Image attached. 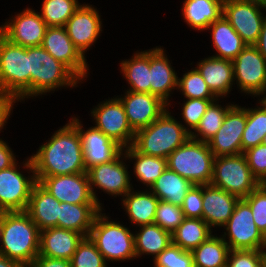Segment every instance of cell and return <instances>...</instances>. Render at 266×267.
Masks as SVG:
<instances>
[{"mask_svg":"<svg viewBox=\"0 0 266 267\" xmlns=\"http://www.w3.org/2000/svg\"><path fill=\"white\" fill-rule=\"evenodd\" d=\"M58 128L30 156L36 177L87 172L78 129L69 120Z\"/></svg>","mask_w":266,"mask_h":267,"instance_id":"obj_1","label":"cell"},{"mask_svg":"<svg viewBox=\"0 0 266 267\" xmlns=\"http://www.w3.org/2000/svg\"><path fill=\"white\" fill-rule=\"evenodd\" d=\"M0 254L28 267L39 255L40 230L26 211L4 212Z\"/></svg>","mask_w":266,"mask_h":267,"instance_id":"obj_2","label":"cell"},{"mask_svg":"<svg viewBox=\"0 0 266 267\" xmlns=\"http://www.w3.org/2000/svg\"><path fill=\"white\" fill-rule=\"evenodd\" d=\"M167 108L149 126L135 132L132 146L140 153L167 157L189 138L190 133Z\"/></svg>","mask_w":266,"mask_h":267,"instance_id":"obj_3","label":"cell"},{"mask_svg":"<svg viewBox=\"0 0 266 267\" xmlns=\"http://www.w3.org/2000/svg\"><path fill=\"white\" fill-rule=\"evenodd\" d=\"M31 72V99L75 88L83 83L66 65L56 60L42 46L26 47ZM60 88V89H59Z\"/></svg>","mask_w":266,"mask_h":267,"instance_id":"obj_4","label":"cell"},{"mask_svg":"<svg viewBox=\"0 0 266 267\" xmlns=\"http://www.w3.org/2000/svg\"><path fill=\"white\" fill-rule=\"evenodd\" d=\"M102 209L95 217L89 238L108 262L136 260L134 231L117 220H112ZM110 216V217H109Z\"/></svg>","mask_w":266,"mask_h":267,"instance_id":"obj_5","label":"cell"},{"mask_svg":"<svg viewBox=\"0 0 266 267\" xmlns=\"http://www.w3.org/2000/svg\"><path fill=\"white\" fill-rule=\"evenodd\" d=\"M0 91L20 102L31 98V72L26 47L11 43L0 33Z\"/></svg>","mask_w":266,"mask_h":267,"instance_id":"obj_6","label":"cell"},{"mask_svg":"<svg viewBox=\"0 0 266 267\" xmlns=\"http://www.w3.org/2000/svg\"><path fill=\"white\" fill-rule=\"evenodd\" d=\"M214 159L207 142L189 138L167 157V168L193 185H207L212 181Z\"/></svg>","mask_w":266,"mask_h":267,"instance_id":"obj_7","label":"cell"},{"mask_svg":"<svg viewBox=\"0 0 266 267\" xmlns=\"http://www.w3.org/2000/svg\"><path fill=\"white\" fill-rule=\"evenodd\" d=\"M18 164L16 161L0 170V211H26L28 207L32 188L37 183L34 167L30 157ZM25 170L27 174H23Z\"/></svg>","mask_w":266,"mask_h":267,"instance_id":"obj_8","label":"cell"},{"mask_svg":"<svg viewBox=\"0 0 266 267\" xmlns=\"http://www.w3.org/2000/svg\"><path fill=\"white\" fill-rule=\"evenodd\" d=\"M210 184L237 196L239 199L246 198L260 185L259 181L252 175L243 153L215 157Z\"/></svg>","mask_w":266,"mask_h":267,"instance_id":"obj_9","label":"cell"},{"mask_svg":"<svg viewBox=\"0 0 266 267\" xmlns=\"http://www.w3.org/2000/svg\"><path fill=\"white\" fill-rule=\"evenodd\" d=\"M127 161L122 151L114 160L94 165L87 170L92 196L102 209L105 208L98 198V189L111 197L123 198L133 188L130 176L133 174L128 171L130 164L126 165Z\"/></svg>","mask_w":266,"mask_h":267,"instance_id":"obj_10","label":"cell"},{"mask_svg":"<svg viewBox=\"0 0 266 267\" xmlns=\"http://www.w3.org/2000/svg\"><path fill=\"white\" fill-rule=\"evenodd\" d=\"M220 234L230 250H265L266 237L256 226L251 208L244 199L236 203L233 214Z\"/></svg>","mask_w":266,"mask_h":267,"instance_id":"obj_11","label":"cell"},{"mask_svg":"<svg viewBox=\"0 0 266 267\" xmlns=\"http://www.w3.org/2000/svg\"><path fill=\"white\" fill-rule=\"evenodd\" d=\"M232 62L238 92L266 99V60L257 48L247 45Z\"/></svg>","mask_w":266,"mask_h":267,"instance_id":"obj_12","label":"cell"},{"mask_svg":"<svg viewBox=\"0 0 266 267\" xmlns=\"http://www.w3.org/2000/svg\"><path fill=\"white\" fill-rule=\"evenodd\" d=\"M89 116L94 127L114 140L123 149L133 144L135 132L130 127L124 106L115 95L93 106Z\"/></svg>","mask_w":266,"mask_h":267,"instance_id":"obj_13","label":"cell"},{"mask_svg":"<svg viewBox=\"0 0 266 267\" xmlns=\"http://www.w3.org/2000/svg\"><path fill=\"white\" fill-rule=\"evenodd\" d=\"M222 15L247 45H254L266 17V6L248 0H224Z\"/></svg>","mask_w":266,"mask_h":267,"instance_id":"obj_14","label":"cell"},{"mask_svg":"<svg viewBox=\"0 0 266 267\" xmlns=\"http://www.w3.org/2000/svg\"><path fill=\"white\" fill-rule=\"evenodd\" d=\"M5 20L0 25V33L11 43L23 47L41 46L48 26L39 11L27 6Z\"/></svg>","mask_w":266,"mask_h":267,"instance_id":"obj_15","label":"cell"},{"mask_svg":"<svg viewBox=\"0 0 266 267\" xmlns=\"http://www.w3.org/2000/svg\"><path fill=\"white\" fill-rule=\"evenodd\" d=\"M41 46L66 65L81 81L84 82L90 75L87 58L74 46L65 27H48Z\"/></svg>","mask_w":266,"mask_h":267,"instance_id":"obj_16","label":"cell"},{"mask_svg":"<svg viewBox=\"0 0 266 267\" xmlns=\"http://www.w3.org/2000/svg\"><path fill=\"white\" fill-rule=\"evenodd\" d=\"M99 10L85 2L67 21L65 28L74 46L86 58V53L102 35L103 24Z\"/></svg>","mask_w":266,"mask_h":267,"instance_id":"obj_17","label":"cell"},{"mask_svg":"<svg viewBox=\"0 0 266 267\" xmlns=\"http://www.w3.org/2000/svg\"><path fill=\"white\" fill-rule=\"evenodd\" d=\"M246 127V106L235 104L226 114L217 133L207 142L215 157L242 153V136Z\"/></svg>","mask_w":266,"mask_h":267,"instance_id":"obj_18","label":"cell"},{"mask_svg":"<svg viewBox=\"0 0 266 267\" xmlns=\"http://www.w3.org/2000/svg\"><path fill=\"white\" fill-rule=\"evenodd\" d=\"M36 180L60 202L97 204L90 190L87 172L52 177H36Z\"/></svg>","mask_w":266,"mask_h":267,"instance_id":"obj_19","label":"cell"},{"mask_svg":"<svg viewBox=\"0 0 266 267\" xmlns=\"http://www.w3.org/2000/svg\"><path fill=\"white\" fill-rule=\"evenodd\" d=\"M69 121L78 129L86 170L90 167L114 160L123 148L94 126L84 129L80 117L72 116Z\"/></svg>","mask_w":266,"mask_h":267,"instance_id":"obj_20","label":"cell"},{"mask_svg":"<svg viewBox=\"0 0 266 267\" xmlns=\"http://www.w3.org/2000/svg\"><path fill=\"white\" fill-rule=\"evenodd\" d=\"M123 95L117 97L124 106L128 123L134 132L149 126L168 108L164 101L150 93H136L125 89Z\"/></svg>","mask_w":266,"mask_h":267,"instance_id":"obj_21","label":"cell"},{"mask_svg":"<svg viewBox=\"0 0 266 267\" xmlns=\"http://www.w3.org/2000/svg\"><path fill=\"white\" fill-rule=\"evenodd\" d=\"M162 47L150 48V94L158 96L170 108L171 95L178 87V73Z\"/></svg>","mask_w":266,"mask_h":267,"instance_id":"obj_22","label":"cell"},{"mask_svg":"<svg viewBox=\"0 0 266 267\" xmlns=\"http://www.w3.org/2000/svg\"><path fill=\"white\" fill-rule=\"evenodd\" d=\"M238 201L237 196L223 189L211 184L202 185V219L216 231L226 225Z\"/></svg>","mask_w":266,"mask_h":267,"instance_id":"obj_23","label":"cell"},{"mask_svg":"<svg viewBox=\"0 0 266 267\" xmlns=\"http://www.w3.org/2000/svg\"><path fill=\"white\" fill-rule=\"evenodd\" d=\"M199 61L195 68L204 78L212 94L217 99L224 100L235 88L233 62L210 55Z\"/></svg>","mask_w":266,"mask_h":267,"instance_id":"obj_24","label":"cell"},{"mask_svg":"<svg viewBox=\"0 0 266 267\" xmlns=\"http://www.w3.org/2000/svg\"><path fill=\"white\" fill-rule=\"evenodd\" d=\"M84 236L78 232L58 227L40 231L39 255L71 260Z\"/></svg>","mask_w":266,"mask_h":267,"instance_id":"obj_25","label":"cell"},{"mask_svg":"<svg viewBox=\"0 0 266 267\" xmlns=\"http://www.w3.org/2000/svg\"><path fill=\"white\" fill-rule=\"evenodd\" d=\"M133 187L123 198H121L122 209L127 214L132 227L154 224L156 208L159 199L149 189L134 190Z\"/></svg>","mask_w":266,"mask_h":267,"instance_id":"obj_26","label":"cell"},{"mask_svg":"<svg viewBox=\"0 0 266 267\" xmlns=\"http://www.w3.org/2000/svg\"><path fill=\"white\" fill-rule=\"evenodd\" d=\"M59 206L60 201L37 182L32 188L26 212L41 231L58 227Z\"/></svg>","mask_w":266,"mask_h":267,"instance_id":"obj_27","label":"cell"},{"mask_svg":"<svg viewBox=\"0 0 266 267\" xmlns=\"http://www.w3.org/2000/svg\"><path fill=\"white\" fill-rule=\"evenodd\" d=\"M206 30L211 34L212 46L216 51L215 54L211 55L213 57L233 61L247 46L241 36L234 30L223 15Z\"/></svg>","mask_w":266,"mask_h":267,"instance_id":"obj_28","label":"cell"},{"mask_svg":"<svg viewBox=\"0 0 266 267\" xmlns=\"http://www.w3.org/2000/svg\"><path fill=\"white\" fill-rule=\"evenodd\" d=\"M102 210L98 204H70L60 202L58 228L72 230L88 237L96 215Z\"/></svg>","mask_w":266,"mask_h":267,"instance_id":"obj_29","label":"cell"},{"mask_svg":"<svg viewBox=\"0 0 266 267\" xmlns=\"http://www.w3.org/2000/svg\"><path fill=\"white\" fill-rule=\"evenodd\" d=\"M119 64L120 73L129 86L127 91L150 93V49L137 50Z\"/></svg>","mask_w":266,"mask_h":267,"instance_id":"obj_30","label":"cell"},{"mask_svg":"<svg viewBox=\"0 0 266 267\" xmlns=\"http://www.w3.org/2000/svg\"><path fill=\"white\" fill-rule=\"evenodd\" d=\"M224 0H184L181 12L189 28L204 32L223 14Z\"/></svg>","mask_w":266,"mask_h":267,"instance_id":"obj_31","label":"cell"},{"mask_svg":"<svg viewBox=\"0 0 266 267\" xmlns=\"http://www.w3.org/2000/svg\"><path fill=\"white\" fill-rule=\"evenodd\" d=\"M124 155L128 163L133 164V174L137 179V183L146 186V189L155 183L158 177L167 168V159L142 154L138 152L132 145L123 149Z\"/></svg>","mask_w":266,"mask_h":267,"instance_id":"obj_32","label":"cell"},{"mask_svg":"<svg viewBox=\"0 0 266 267\" xmlns=\"http://www.w3.org/2000/svg\"><path fill=\"white\" fill-rule=\"evenodd\" d=\"M134 232V244L136 259L143 255L152 256L155 259L170 243L171 233L162 229L159 225L150 224L139 226Z\"/></svg>","mask_w":266,"mask_h":267,"instance_id":"obj_33","label":"cell"},{"mask_svg":"<svg viewBox=\"0 0 266 267\" xmlns=\"http://www.w3.org/2000/svg\"><path fill=\"white\" fill-rule=\"evenodd\" d=\"M192 186L193 184L189 180L166 168L149 190L159 200L181 206Z\"/></svg>","mask_w":266,"mask_h":267,"instance_id":"obj_34","label":"cell"},{"mask_svg":"<svg viewBox=\"0 0 266 267\" xmlns=\"http://www.w3.org/2000/svg\"><path fill=\"white\" fill-rule=\"evenodd\" d=\"M213 235V230L202 218H184L171 233L172 243L185 251H192Z\"/></svg>","mask_w":266,"mask_h":267,"instance_id":"obj_35","label":"cell"},{"mask_svg":"<svg viewBox=\"0 0 266 267\" xmlns=\"http://www.w3.org/2000/svg\"><path fill=\"white\" fill-rule=\"evenodd\" d=\"M230 248L216 233L191 251L194 267H226Z\"/></svg>","mask_w":266,"mask_h":267,"instance_id":"obj_36","label":"cell"},{"mask_svg":"<svg viewBox=\"0 0 266 267\" xmlns=\"http://www.w3.org/2000/svg\"><path fill=\"white\" fill-rule=\"evenodd\" d=\"M253 108L246 107V127L242 136V153L261 144L266 134V99L256 100Z\"/></svg>","mask_w":266,"mask_h":267,"instance_id":"obj_37","label":"cell"},{"mask_svg":"<svg viewBox=\"0 0 266 267\" xmlns=\"http://www.w3.org/2000/svg\"><path fill=\"white\" fill-rule=\"evenodd\" d=\"M219 100L222 99L212 101L207 107L199 125L190 134L191 139L208 142L220 129L227 112L235 105V102H232L233 104L229 102L224 105L222 103L224 101H220V104H218Z\"/></svg>","mask_w":266,"mask_h":267,"instance_id":"obj_38","label":"cell"},{"mask_svg":"<svg viewBox=\"0 0 266 267\" xmlns=\"http://www.w3.org/2000/svg\"><path fill=\"white\" fill-rule=\"evenodd\" d=\"M80 6L78 0H43L39 13L48 27H65Z\"/></svg>","mask_w":266,"mask_h":267,"instance_id":"obj_39","label":"cell"},{"mask_svg":"<svg viewBox=\"0 0 266 267\" xmlns=\"http://www.w3.org/2000/svg\"><path fill=\"white\" fill-rule=\"evenodd\" d=\"M178 77L177 92L184 96V99H217L207 86L199 71L192 67L191 70Z\"/></svg>","mask_w":266,"mask_h":267,"instance_id":"obj_40","label":"cell"},{"mask_svg":"<svg viewBox=\"0 0 266 267\" xmlns=\"http://www.w3.org/2000/svg\"><path fill=\"white\" fill-rule=\"evenodd\" d=\"M70 262L71 267H109L89 236L78 244Z\"/></svg>","mask_w":266,"mask_h":267,"instance_id":"obj_41","label":"cell"},{"mask_svg":"<svg viewBox=\"0 0 266 267\" xmlns=\"http://www.w3.org/2000/svg\"><path fill=\"white\" fill-rule=\"evenodd\" d=\"M216 99H185L182 102L181 124L191 134L199 125L201 118L206 112L207 107Z\"/></svg>","mask_w":266,"mask_h":267,"instance_id":"obj_42","label":"cell"},{"mask_svg":"<svg viewBox=\"0 0 266 267\" xmlns=\"http://www.w3.org/2000/svg\"><path fill=\"white\" fill-rule=\"evenodd\" d=\"M184 218L181 206L159 200L154 224L172 233L182 223Z\"/></svg>","mask_w":266,"mask_h":267,"instance_id":"obj_43","label":"cell"},{"mask_svg":"<svg viewBox=\"0 0 266 267\" xmlns=\"http://www.w3.org/2000/svg\"><path fill=\"white\" fill-rule=\"evenodd\" d=\"M153 264V267H194L191 252L173 243L153 259Z\"/></svg>","mask_w":266,"mask_h":267,"instance_id":"obj_44","label":"cell"},{"mask_svg":"<svg viewBox=\"0 0 266 267\" xmlns=\"http://www.w3.org/2000/svg\"><path fill=\"white\" fill-rule=\"evenodd\" d=\"M244 200L251 208L256 226L266 237V184H260Z\"/></svg>","mask_w":266,"mask_h":267,"instance_id":"obj_45","label":"cell"},{"mask_svg":"<svg viewBox=\"0 0 266 267\" xmlns=\"http://www.w3.org/2000/svg\"><path fill=\"white\" fill-rule=\"evenodd\" d=\"M226 267H265L264 250H230Z\"/></svg>","mask_w":266,"mask_h":267,"instance_id":"obj_46","label":"cell"},{"mask_svg":"<svg viewBox=\"0 0 266 267\" xmlns=\"http://www.w3.org/2000/svg\"><path fill=\"white\" fill-rule=\"evenodd\" d=\"M252 175L266 184V146L259 144L243 152Z\"/></svg>","mask_w":266,"mask_h":267,"instance_id":"obj_47","label":"cell"},{"mask_svg":"<svg viewBox=\"0 0 266 267\" xmlns=\"http://www.w3.org/2000/svg\"><path fill=\"white\" fill-rule=\"evenodd\" d=\"M185 218H202V185H193L181 205Z\"/></svg>","mask_w":266,"mask_h":267,"instance_id":"obj_48","label":"cell"},{"mask_svg":"<svg viewBox=\"0 0 266 267\" xmlns=\"http://www.w3.org/2000/svg\"><path fill=\"white\" fill-rule=\"evenodd\" d=\"M20 102L15 96L0 91V133L6 130L8 119L11 118L15 103Z\"/></svg>","mask_w":266,"mask_h":267,"instance_id":"obj_49","label":"cell"},{"mask_svg":"<svg viewBox=\"0 0 266 267\" xmlns=\"http://www.w3.org/2000/svg\"><path fill=\"white\" fill-rule=\"evenodd\" d=\"M13 149L9 146L7 141L0 138V170L6 169L12 166L18 159L16 154L13 153Z\"/></svg>","mask_w":266,"mask_h":267,"instance_id":"obj_50","label":"cell"},{"mask_svg":"<svg viewBox=\"0 0 266 267\" xmlns=\"http://www.w3.org/2000/svg\"><path fill=\"white\" fill-rule=\"evenodd\" d=\"M28 267H71V262L65 259L38 255Z\"/></svg>","mask_w":266,"mask_h":267,"instance_id":"obj_51","label":"cell"},{"mask_svg":"<svg viewBox=\"0 0 266 267\" xmlns=\"http://www.w3.org/2000/svg\"><path fill=\"white\" fill-rule=\"evenodd\" d=\"M254 46L266 60V17L263 20L260 35Z\"/></svg>","mask_w":266,"mask_h":267,"instance_id":"obj_52","label":"cell"},{"mask_svg":"<svg viewBox=\"0 0 266 267\" xmlns=\"http://www.w3.org/2000/svg\"><path fill=\"white\" fill-rule=\"evenodd\" d=\"M0 267H23L15 260L9 259L6 256L0 254Z\"/></svg>","mask_w":266,"mask_h":267,"instance_id":"obj_53","label":"cell"},{"mask_svg":"<svg viewBox=\"0 0 266 267\" xmlns=\"http://www.w3.org/2000/svg\"><path fill=\"white\" fill-rule=\"evenodd\" d=\"M3 214H4V211H0V227H1L2 220H3ZM0 248H1V233H0Z\"/></svg>","mask_w":266,"mask_h":267,"instance_id":"obj_54","label":"cell"},{"mask_svg":"<svg viewBox=\"0 0 266 267\" xmlns=\"http://www.w3.org/2000/svg\"><path fill=\"white\" fill-rule=\"evenodd\" d=\"M248 1L257 2L266 6V0H248Z\"/></svg>","mask_w":266,"mask_h":267,"instance_id":"obj_55","label":"cell"},{"mask_svg":"<svg viewBox=\"0 0 266 267\" xmlns=\"http://www.w3.org/2000/svg\"><path fill=\"white\" fill-rule=\"evenodd\" d=\"M261 144H263L264 146H266V134L264 135V137H263V140H262Z\"/></svg>","mask_w":266,"mask_h":267,"instance_id":"obj_56","label":"cell"},{"mask_svg":"<svg viewBox=\"0 0 266 267\" xmlns=\"http://www.w3.org/2000/svg\"><path fill=\"white\" fill-rule=\"evenodd\" d=\"M265 253V267H266V249L264 250Z\"/></svg>","mask_w":266,"mask_h":267,"instance_id":"obj_57","label":"cell"}]
</instances>
